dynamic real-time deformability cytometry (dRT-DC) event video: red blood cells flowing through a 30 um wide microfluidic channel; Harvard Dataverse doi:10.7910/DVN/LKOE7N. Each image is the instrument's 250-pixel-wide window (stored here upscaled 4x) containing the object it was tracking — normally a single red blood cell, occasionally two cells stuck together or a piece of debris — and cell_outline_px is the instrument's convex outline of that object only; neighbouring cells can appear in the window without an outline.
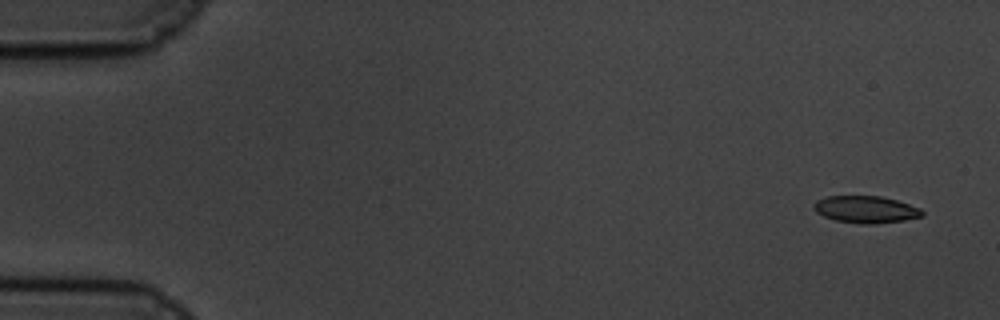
{"species": "common noctule bat (a hibernating species)", "species_latin": "Nyctalus noctula", "temperature_condition": "cold", "stored_images_in_passage": 58, "camera_frame_rate_fps": 3000, "um_per_image_px": 0.085, "animal": {"sex": "male", "body_mass_g": 19.5, "forearm_length_mm": 54.6}, "frame": {"image": 1, "passage_image": 1, "time_ms": 0.0, "image_size_px": [1000, 320], "cell_outline_px": [[924, 216], [904, 220], [876, 224], [860, 224], [836, 220], [824, 216], [816, 212], [812, 208], [812, 204], [816, 200], [828, 196], [880, 196], [896, 200], [920, 208], [924, 212]], "centroid_in_image_um": [73.58, 17.8], "position_along_channel_um": 11.4, "area_um2": 17.17}}
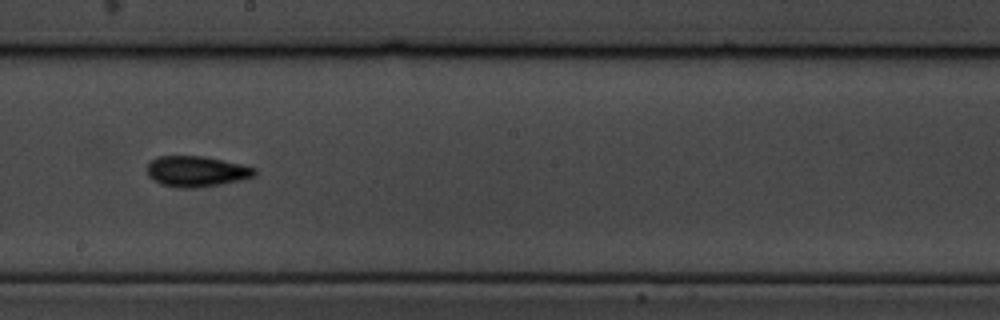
{"frame": {"image": 2, "passage_image": 32, "time_ms": 10.333, "image_size_px": [1000, 320], "cell_outline_px": [[256, 176], [240, 180], [220, 184], [196, 188], [180, 188], [160, 184], [152, 180], [148, 176], [148, 164], [156, 156], [204, 156], [244, 164], [256, 168]], "centroid_in_image_um": [16.71, 14.56], "position_along_channel_um": 231.5, "area_um2": 19.42}}
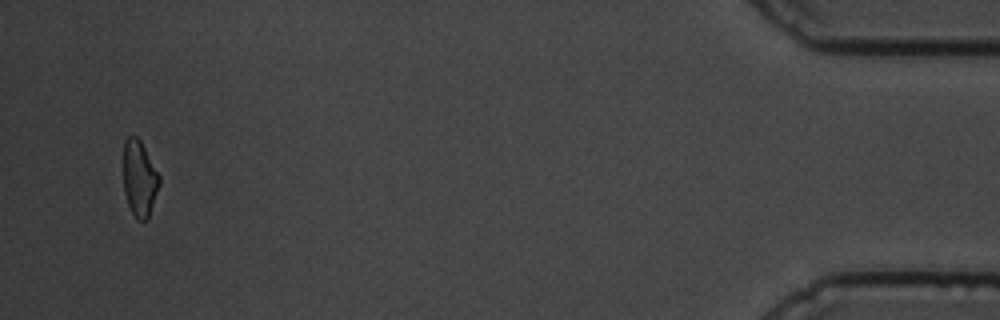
{"frame": {"image": 3, "passage_image": 56, "time_ms": 18.333, "image_size_px": [1000, 320], "cell_outline_px": [[160, 184], [148, 220], [136, 220], [128, 204], [124, 192], [124, 140], [128, 136], [136, 136], [140, 140], [160, 176]], "centroid_in_image_um": [11.86, 15.19], "position_along_channel_um": 423.3, "area_um2": 15.9}, "authors_computed_cell_mechanics": {"area_um2": 17.7157, "velocity_mm_per_s": 3.3702, "shape_relaxation_time_tau1_ms": 5.3604, "shape_relaxation_time_tau2_ms": 4.4044, "deformation_change_tau1": 0.1349, "deformation_change_tau2": 0.1002}}